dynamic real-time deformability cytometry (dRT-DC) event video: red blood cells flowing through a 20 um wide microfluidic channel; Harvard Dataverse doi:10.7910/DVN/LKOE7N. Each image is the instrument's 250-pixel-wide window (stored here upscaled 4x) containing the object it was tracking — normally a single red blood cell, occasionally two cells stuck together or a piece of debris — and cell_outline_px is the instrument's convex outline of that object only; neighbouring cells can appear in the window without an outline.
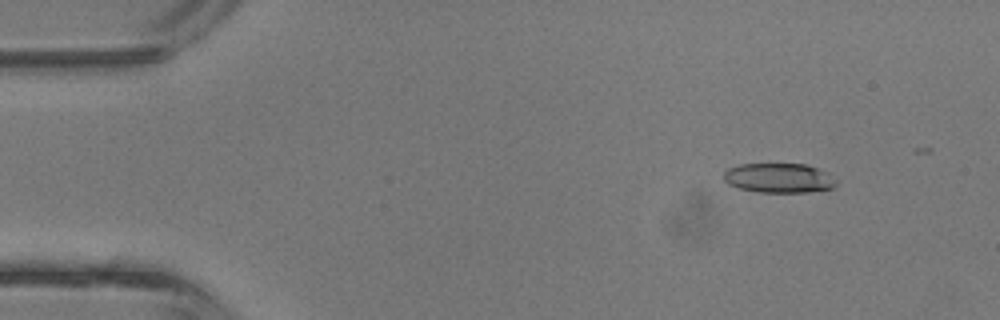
{"species": "common noctule bat (a hibernating species)", "species_latin": "Nyctalus noctula", "temperature_condition": "room temperature", "stored_images_in_passage": 36, "camera_frame_rate_fps": 3000, "um_per_image_px": 0.085, "animal": {"sex": "male", "body_mass_g": 13.3}, "frame": {"image": 1, "passage_image": 5, "time_ms": 1.333, "image_size_px": [1000, 320], "cell_outline_px": [[840, 180], [832, 188], [808, 192], [756, 192], [740, 188], [728, 184], [724, 180], [724, 172], [728, 168], [740, 164], [804, 164], [820, 168], [828, 172]], "centroid_in_image_um": [66.26, 15.12], "position_along_channel_um": 18.7, "area_um2": 19.65}}
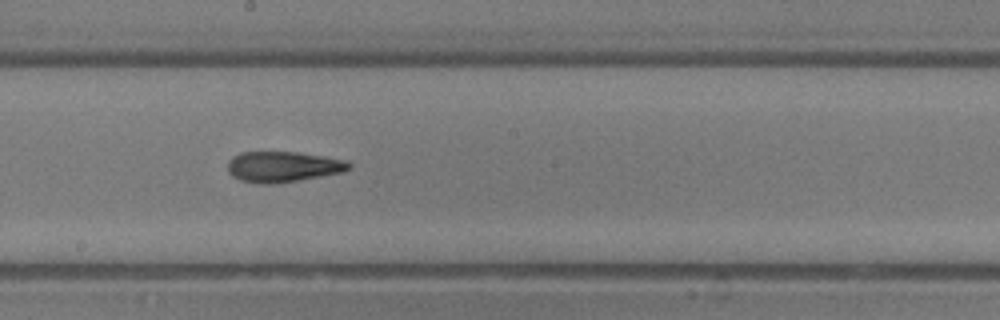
{"frame": {"image": 2, "passage_image": 23, "time_ms": 7.333, "image_size_px": [1000, 320], "cell_outline_px": [[352, 168], [340, 172], [300, 180], [272, 184], [260, 184], [240, 180], [232, 176], [228, 172], [228, 160], [232, 156], [240, 152], [296, 152], [324, 156], [344, 160], [352, 164]], "centroid_in_image_um": [24.01, 14.17], "position_along_channel_um": 224.2, "area_um2": 21.68}}
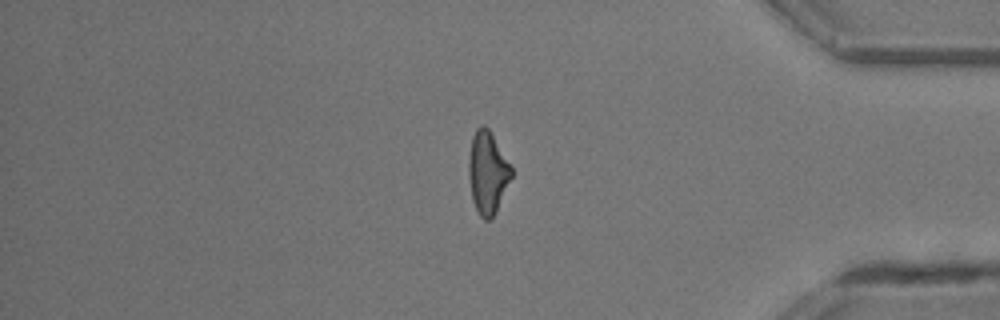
{"frame": {"image": 3, "passage_image": 35, "time_ms": 11.333, "image_size_px": [1000, 320], "cell_outline_px": [[512, 176], [496, 212], [492, 220], [484, 220], [480, 216], [472, 200], [468, 176], [468, 156], [472, 136], [476, 128], [480, 124], [484, 124], [488, 128], [512, 168]], "centroid_in_image_um": [41.42, 14.67], "position_along_channel_um": 393.8, "area_um2": 20.58}}